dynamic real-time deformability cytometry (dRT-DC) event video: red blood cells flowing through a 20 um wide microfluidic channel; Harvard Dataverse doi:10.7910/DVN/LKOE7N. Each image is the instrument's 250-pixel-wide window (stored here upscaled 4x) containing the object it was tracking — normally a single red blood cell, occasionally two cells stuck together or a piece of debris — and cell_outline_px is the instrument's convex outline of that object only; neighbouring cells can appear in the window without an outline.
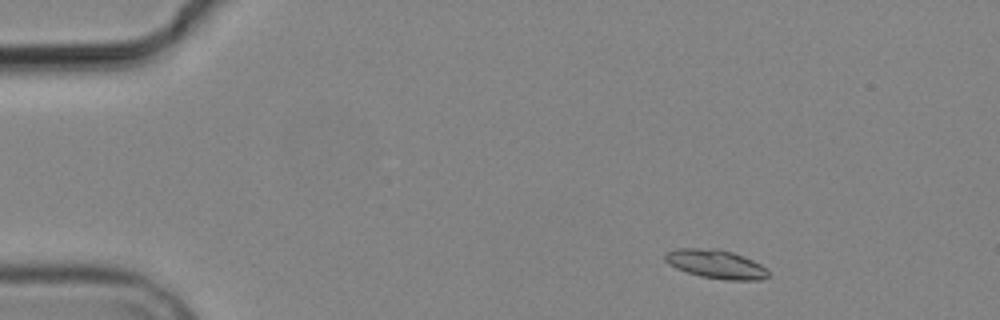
{"species": "common noctule bat (a hibernating species)", "species_latin": "Nyctalus noctula", "temperature_condition": "cold", "stored_images_in_passage": 6, "camera_frame_rate_fps": 3000, "um_per_image_px": 0.085, "animal": {"sex": "male", "body_mass_g": 19.2, "forearm_length_mm": 51.8}, "frame": {"image": 1, "passage_image": 2, "time_ms": 1.0, "image_size_px": [1000, 320], "cell_outline_px": [[768, 276], [760, 280], [728, 280], [700, 276], [676, 268], [668, 264], [664, 260], [664, 252], [676, 248], [720, 248], [732, 252], [752, 260], [760, 264], [768, 272]], "centroid_in_image_um": [60.79, 22.43], "position_along_channel_um": 24.2, "area_um2": 17.34}}
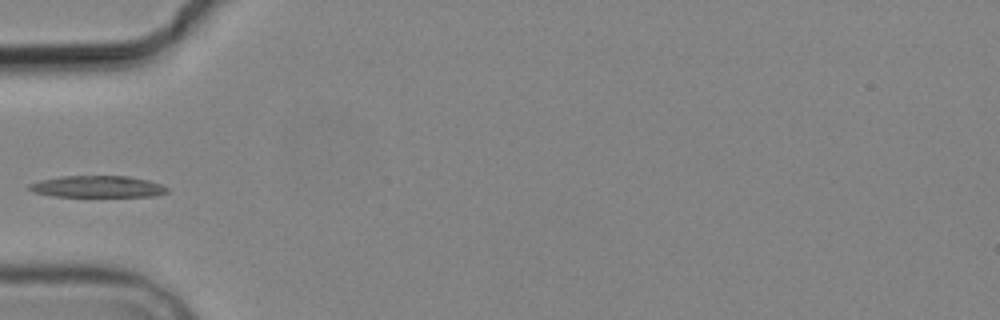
{"frame": {"image": 2, "passage_image": 5, "time_ms": 4.667, "image_size_px": [1000, 320], "cell_outline_px": [[168, 192], [156, 196], [52, 196], [32, 192], [28, 188], [28, 184], [40, 180], [60, 176], [128, 176], [148, 180], [160, 184], [168, 188]], "centroid_in_image_um": [8.26, 15.86], "position_along_channel_um": 76.7, "area_um2": 17.4}}
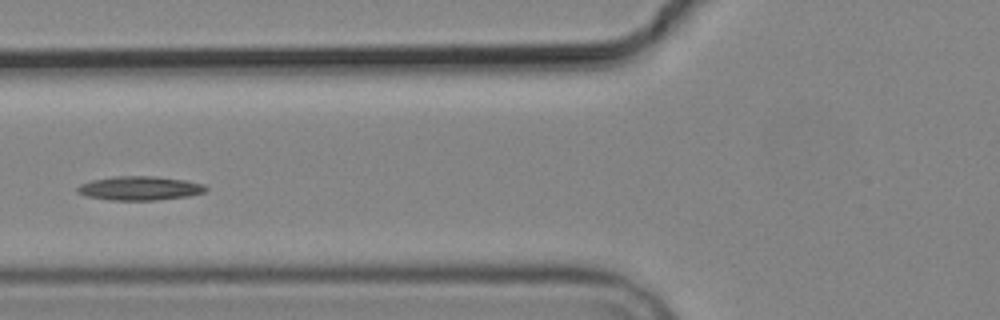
{"frame": {"image": 3, "passage_image": 6, "time_ms": 5.667, "image_size_px": [1000, 320], "cell_outline_px": [[208, 188], [204, 192], [188, 196], [156, 200], [112, 200], [88, 196], [76, 192], [76, 188], [80, 184], [92, 180], [116, 176], [152, 176], [184, 180], [204, 184]], "centroid_in_image_um": [11.87, 16.0], "position_along_channel_um": 113.9, "area_um2": 17.8}}